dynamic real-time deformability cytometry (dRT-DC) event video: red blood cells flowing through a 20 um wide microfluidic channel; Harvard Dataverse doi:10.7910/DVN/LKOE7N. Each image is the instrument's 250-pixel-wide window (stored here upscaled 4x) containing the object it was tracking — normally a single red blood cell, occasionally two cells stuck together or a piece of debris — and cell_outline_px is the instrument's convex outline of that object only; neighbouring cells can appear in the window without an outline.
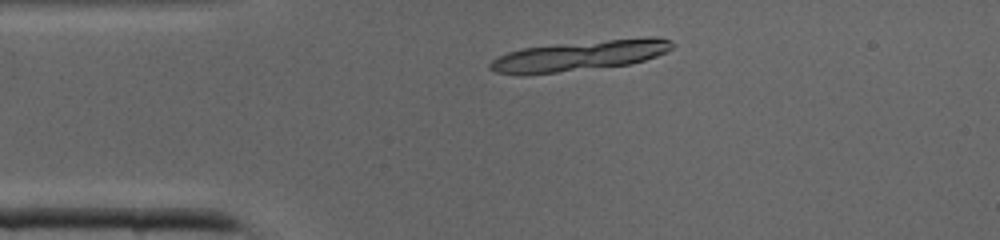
{"species": "common noctule bat (a hibernating species)", "species_latin": "Nyctalus noctula", "temperature_condition": "cold", "stored_images_in_passage": 5, "camera_frame_rate_fps": 3000, "um_per_image_px": 0.085, "animal": {"sex": "male", "body_mass_g": 19.0, "forearm_length_mm": 50.8}, "frame": {"image": 1, "passage_image": 1, "time_ms": 0.0, "image_size_px": [1000, 240], "cell_outline_px": [[676, 44], [672, 48], [656, 56], [644, 60], [628, 64], [524, 76], [496, 72], [488, 68], [488, 64], [492, 60], [508, 52], [524, 48], [556, 44], [648, 36], [656, 36], [672, 40]], "centroid_in_image_um": [49.28, 4.73], "position_along_channel_um": 35.7, "area_um2": 32.19}}